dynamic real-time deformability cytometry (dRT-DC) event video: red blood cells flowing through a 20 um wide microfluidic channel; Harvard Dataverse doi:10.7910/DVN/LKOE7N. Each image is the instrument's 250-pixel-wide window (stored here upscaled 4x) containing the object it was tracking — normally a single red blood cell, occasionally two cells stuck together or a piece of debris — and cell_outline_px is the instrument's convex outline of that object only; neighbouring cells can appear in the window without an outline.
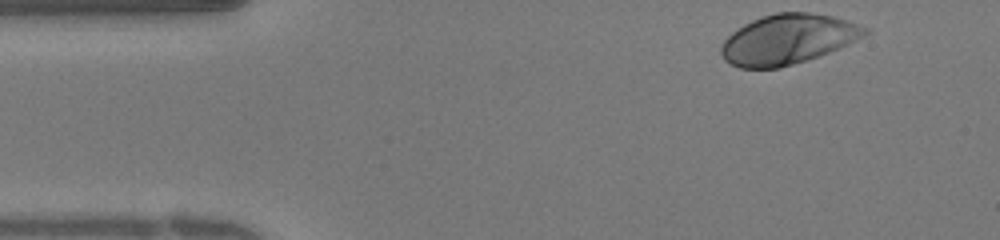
{"species": "human", "species_latin": "Homo sapiens", "temperature_condition": "warm", "stored_images_in_passage": 30, "camera_frame_rate_fps": 3000, "um_per_image_px": 0.085, "donor": {"sex": "female"}, "frame": {"image": 1, "passage_image": 1, "time_ms": 0.0, "image_size_px": [1000, 240], "cell_outline_px": [[872, 32], [856, 40], [828, 52], [780, 68], [740, 68], [724, 60], [720, 52], [720, 48], [724, 40], [732, 32], [744, 24], [752, 20], [776, 12], [808, 12], [832, 16], [872, 28]], "centroid_in_image_um": [66.97, 3.33], "position_along_channel_um": 18.0, "area_um2": 41.56}}
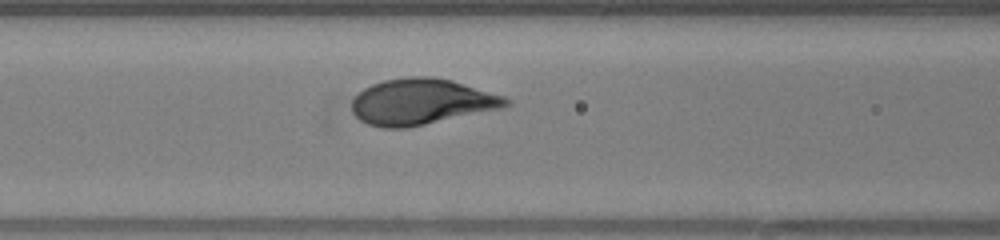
{"frame": {"image": 2, "passage_image": 12, "time_ms": 3.667, "image_size_px": [1000, 240], "cell_outline_px": [[512, 104], [504, 108], [408, 128], [384, 128], [368, 124], [360, 120], [352, 112], [352, 100], [364, 88], [372, 84], [384, 80], [408, 76], [432, 76], [452, 80], [504, 96], [512, 100]], "centroid_in_image_um": [35.86, 8.65], "position_along_channel_um": 130.7, "area_um2": 41.56}}
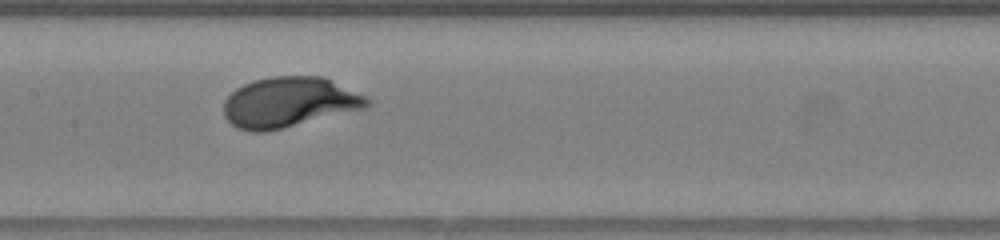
{"frame": {"image": 3, "passage_image": 15, "time_ms": 4.667, "image_size_px": [1000, 240], "cell_outline_px": [[372, 104], [364, 108], [268, 132], [252, 132], [240, 128], [232, 124], [224, 116], [224, 100], [236, 88], [244, 84], [256, 80], [272, 76], [320, 76], [368, 96], [372, 100]], "centroid_in_image_um": [24.58, 8.7], "position_along_channel_um": 182.8, "area_um2": 41.85}}